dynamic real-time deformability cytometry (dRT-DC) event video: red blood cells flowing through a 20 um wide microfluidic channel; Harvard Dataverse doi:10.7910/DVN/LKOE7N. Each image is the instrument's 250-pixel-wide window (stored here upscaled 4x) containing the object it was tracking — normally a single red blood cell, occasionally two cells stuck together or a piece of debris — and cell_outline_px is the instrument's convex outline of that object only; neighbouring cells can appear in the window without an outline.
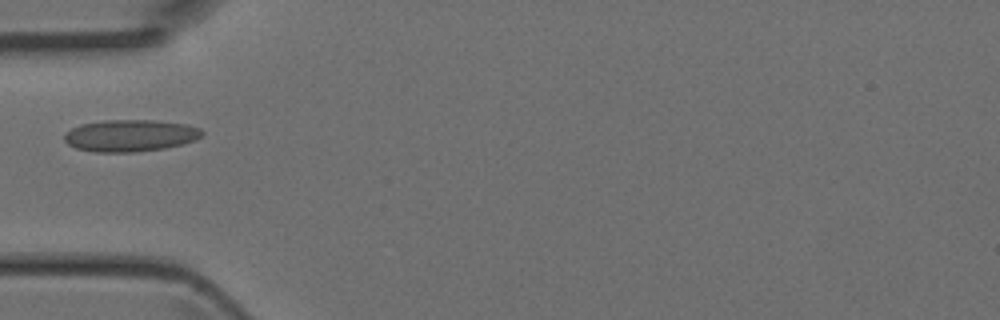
{"species": "Egyptian fruit bat (a non-hibernating species)", "species_latin": "Rousettus aegyptiacus", "temperature_condition": "room temperature", "stored_images_in_passage": 4, "camera_frame_rate_fps": 3000, "um_per_image_px": 0.085, "animal": {"sex": "female"}, "frame": {"image": 1, "passage_image": 3, "time_ms": 0.667, "image_size_px": [1000, 320], "cell_outline_px": [[204, 132], [196, 140], [184, 144], [164, 148], [136, 152], [96, 152], [76, 148], [68, 144], [64, 140], [64, 132], [80, 124], [104, 120], [152, 120], [188, 124], [200, 128]], "centroid_in_image_um": [11.07, 11.52], "position_along_channel_um": 73.9, "area_um2": 25.78}}
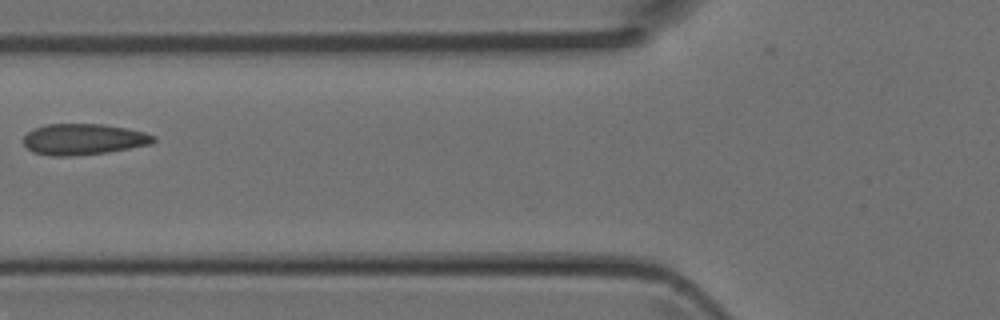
{"frame": {"image": 2, "passage_image": 4, "time_ms": 1.0, "image_size_px": [1000, 320], "cell_outline_px": [[156, 140], [152, 144], [108, 152], [72, 156], [52, 156], [32, 152], [24, 144], [24, 136], [28, 132], [44, 124], [104, 124], [128, 128], [144, 132], [156, 136]], "centroid_in_image_um": [7.12, 11.84], "position_along_channel_um": 118.7, "area_um2": 23.64}}